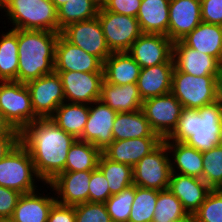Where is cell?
Masks as SVG:
<instances>
[{"label": "cell", "mask_w": 222, "mask_h": 222, "mask_svg": "<svg viewBox=\"0 0 222 222\" xmlns=\"http://www.w3.org/2000/svg\"><path fill=\"white\" fill-rule=\"evenodd\" d=\"M76 140L50 118L37 119L20 132V143L30 152L35 170L45 184L64 171L68 151Z\"/></svg>", "instance_id": "cell-1"}, {"label": "cell", "mask_w": 222, "mask_h": 222, "mask_svg": "<svg viewBox=\"0 0 222 222\" xmlns=\"http://www.w3.org/2000/svg\"><path fill=\"white\" fill-rule=\"evenodd\" d=\"M61 33L17 29V82L26 84L54 72L55 47Z\"/></svg>", "instance_id": "cell-2"}, {"label": "cell", "mask_w": 222, "mask_h": 222, "mask_svg": "<svg viewBox=\"0 0 222 222\" xmlns=\"http://www.w3.org/2000/svg\"><path fill=\"white\" fill-rule=\"evenodd\" d=\"M222 106L217 102L200 109H183L170 140L185 142L200 152H206L220 145Z\"/></svg>", "instance_id": "cell-3"}, {"label": "cell", "mask_w": 222, "mask_h": 222, "mask_svg": "<svg viewBox=\"0 0 222 222\" xmlns=\"http://www.w3.org/2000/svg\"><path fill=\"white\" fill-rule=\"evenodd\" d=\"M2 10L12 24L11 29L59 33L58 10L51 0H10Z\"/></svg>", "instance_id": "cell-4"}, {"label": "cell", "mask_w": 222, "mask_h": 222, "mask_svg": "<svg viewBox=\"0 0 222 222\" xmlns=\"http://www.w3.org/2000/svg\"><path fill=\"white\" fill-rule=\"evenodd\" d=\"M38 176L30 152L19 142L0 160V186L27 194L37 191Z\"/></svg>", "instance_id": "cell-5"}, {"label": "cell", "mask_w": 222, "mask_h": 222, "mask_svg": "<svg viewBox=\"0 0 222 222\" xmlns=\"http://www.w3.org/2000/svg\"><path fill=\"white\" fill-rule=\"evenodd\" d=\"M216 76H193L174 68L171 93L184 109L197 110L216 102Z\"/></svg>", "instance_id": "cell-6"}, {"label": "cell", "mask_w": 222, "mask_h": 222, "mask_svg": "<svg viewBox=\"0 0 222 222\" xmlns=\"http://www.w3.org/2000/svg\"><path fill=\"white\" fill-rule=\"evenodd\" d=\"M0 111L19 132L39 119L33 111L28 87L17 81H0Z\"/></svg>", "instance_id": "cell-7"}, {"label": "cell", "mask_w": 222, "mask_h": 222, "mask_svg": "<svg viewBox=\"0 0 222 222\" xmlns=\"http://www.w3.org/2000/svg\"><path fill=\"white\" fill-rule=\"evenodd\" d=\"M170 153L162 141L133 167V184L157 191L168 189L171 176Z\"/></svg>", "instance_id": "cell-8"}, {"label": "cell", "mask_w": 222, "mask_h": 222, "mask_svg": "<svg viewBox=\"0 0 222 222\" xmlns=\"http://www.w3.org/2000/svg\"><path fill=\"white\" fill-rule=\"evenodd\" d=\"M182 104L170 92L143 101L141 110L150 127L162 140L169 138L178 126Z\"/></svg>", "instance_id": "cell-9"}, {"label": "cell", "mask_w": 222, "mask_h": 222, "mask_svg": "<svg viewBox=\"0 0 222 222\" xmlns=\"http://www.w3.org/2000/svg\"><path fill=\"white\" fill-rule=\"evenodd\" d=\"M97 17L111 52H127L142 34L136 17L107 11L101 5Z\"/></svg>", "instance_id": "cell-10"}, {"label": "cell", "mask_w": 222, "mask_h": 222, "mask_svg": "<svg viewBox=\"0 0 222 222\" xmlns=\"http://www.w3.org/2000/svg\"><path fill=\"white\" fill-rule=\"evenodd\" d=\"M31 104L39 119L50 118L55 110L66 102L61 77L55 71L26 83Z\"/></svg>", "instance_id": "cell-11"}, {"label": "cell", "mask_w": 222, "mask_h": 222, "mask_svg": "<svg viewBox=\"0 0 222 222\" xmlns=\"http://www.w3.org/2000/svg\"><path fill=\"white\" fill-rule=\"evenodd\" d=\"M61 35L102 63L112 54L98 17L70 24L61 31Z\"/></svg>", "instance_id": "cell-12"}, {"label": "cell", "mask_w": 222, "mask_h": 222, "mask_svg": "<svg viewBox=\"0 0 222 222\" xmlns=\"http://www.w3.org/2000/svg\"><path fill=\"white\" fill-rule=\"evenodd\" d=\"M117 111L112 110L100 99L89 105V116L80 141L93 144L103 151L114 140L112 130Z\"/></svg>", "instance_id": "cell-13"}, {"label": "cell", "mask_w": 222, "mask_h": 222, "mask_svg": "<svg viewBox=\"0 0 222 222\" xmlns=\"http://www.w3.org/2000/svg\"><path fill=\"white\" fill-rule=\"evenodd\" d=\"M60 75L66 102L90 105L99 100L104 73L56 72Z\"/></svg>", "instance_id": "cell-14"}, {"label": "cell", "mask_w": 222, "mask_h": 222, "mask_svg": "<svg viewBox=\"0 0 222 222\" xmlns=\"http://www.w3.org/2000/svg\"><path fill=\"white\" fill-rule=\"evenodd\" d=\"M54 71L104 73L103 63L96 56L71 44L61 34L55 47Z\"/></svg>", "instance_id": "cell-15"}, {"label": "cell", "mask_w": 222, "mask_h": 222, "mask_svg": "<svg viewBox=\"0 0 222 222\" xmlns=\"http://www.w3.org/2000/svg\"><path fill=\"white\" fill-rule=\"evenodd\" d=\"M90 177L91 170L61 172L46 186L56 195L57 203L75 206L88 202Z\"/></svg>", "instance_id": "cell-16"}, {"label": "cell", "mask_w": 222, "mask_h": 222, "mask_svg": "<svg viewBox=\"0 0 222 222\" xmlns=\"http://www.w3.org/2000/svg\"><path fill=\"white\" fill-rule=\"evenodd\" d=\"M173 42L161 34H141L127 53L141 68L166 63L172 57Z\"/></svg>", "instance_id": "cell-17"}, {"label": "cell", "mask_w": 222, "mask_h": 222, "mask_svg": "<svg viewBox=\"0 0 222 222\" xmlns=\"http://www.w3.org/2000/svg\"><path fill=\"white\" fill-rule=\"evenodd\" d=\"M174 68L193 76H216L222 63L215 57L186 46L181 40L173 42Z\"/></svg>", "instance_id": "cell-18"}, {"label": "cell", "mask_w": 222, "mask_h": 222, "mask_svg": "<svg viewBox=\"0 0 222 222\" xmlns=\"http://www.w3.org/2000/svg\"><path fill=\"white\" fill-rule=\"evenodd\" d=\"M202 22L201 0H170L168 38L182 40Z\"/></svg>", "instance_id": "cell-19"}, {"label": "cell", "mask_w": 222, "mask_h": 222, "mask_svg": "<svg viewBox=\"0 0 222 222\" xmlns=\"http://www.w3.org/2000/svg\"><path fill=\"white\" fill-rule=\"evenodd\" d=\"M168 189L181 201L189 215H193L212 190L206 182L194 176L172 172Z\"/></svg>", "instance_id": "cell-20"}, {"label": "cell", "mask_w": 222, "mask_h": 222, "mask_svg": "<svg viewBox=\"0 0 222 222\" xmlns=\"http://www.w3.org/2000/svg\"><path fill=\"white\" fill-rule=\"evenodd\" d=\"M162 141L160 137L113 140L102 153L114 162L126 164L133 168Z\"/></svg>", "instance_id": "cell-21"}, {"label": "cell", "mask_w": 222, "mask_h": 222, "mask_svg": "<svg viewBox=\"0 0 222 222\" xmlns=\"http://www.w3.org/2000/svg\"><path fill=\"white\" fill-rule=\"evenodd\" d=\"M173 70L172 57L166 63L141 68L136 84L142 100L170 93Z\"/></svg>", "instance_id": "cell-22"}, {"label": "cell", "mask_w": 222, "mask_h": 222, "mask_svg": "<svg viewBox=\"0 0 222 222\" xmlns=\"http://www.w3.org/2000/svg\"><path fill=\"white\" fill-rule=\"evenodd\" d=\"M41 194L38 190L22 194L10 218L12 222H47L50 210L56 203L54 195Z\"/></svg>", "instance_id": "cell-23"}, {"label": "cell", "mask_w": 222, "mask_h": 222, "mask_svg": "<svg viewBox=\"0 0 222 222\" xmlns=\"http://www.w3.org/2000/svg\"><path fill=\"white\" fill-rule=\"evenodd\" d=\"M170 156L171 172L183 175L194 176L202 179L203 156L202 152L194 147L188 146L185 142H179L166 138Z\"/></svg>", "instance_id": "cell-24"}, {"label": "cell", "mask_w": 222, "mask_h": 222, "mask_svg": "<svg viewBox=\"0 0 222 222\" xmlns=\"http://www.w3.org/2000/svg\"><path fill=\"white\" fill-rule=\"evenodd\" d=\"M100 100L118 113L140 110L143 103L136 83L115 85L105 80L101 85Z\"/></svg>", "instance_id": "cell-25"}, {"label": "cell", "mask_w": 222, "mask_h": 222, "mask_svg": "<svg viewBox=\"0 0 222 222\" xmlns=\"http://www.w3.org/2000/svg\"><path fill=\"white\" fill-rule=\"evenodd\" d=\"M181 41L186 46L211 55L222 63V26L202 21Z\"/></svg>", "instance_id": "cell-26"}, {"label": "cell", "mask_w": 222, "mask_h": 222, "mask_svg": "<svg viewBox=\"0 0 222 222\" xmlns=\"http://www.w3.org/2000/svg\"><path fill=\"white\" fill-rule=\"evenodd\" d=\"M170 0H142L137 20L143 34L168 37Z\"/></svg>", "instance_id": "cell-27"}, {"label": "cell", "mask_w": 222, "mask_h": 222, "mask_svg": "<svg viewBox=\"0 0 222 222\" xmlns=\"http://www.w3.org/2000/svg\"><path fill=\"white\" fill-rule=\"evenodd\" d=\"M141 67L127 52H112L103 62L104 80L115 85L136 83Z\"/></svg>", "instance_id": "cell-28"}, {"label": "cell", "mask_w": 222, "mask_h": 222, "mask_svg": "<svg viewBox=\"0 0 222 222\" xmlns=\"http://www.w3.org/2000/svg\"><path fill=\"white\" fill-rule=\"evenodd\" d=\"M112 134L114 140L159 137L151 129L149 121L141 109L133 112L117 113Z\"/></svg>", "instance_id": "cell-29"}, {"label": "cell", "mask_w": 222, "mask_h": 222, "mask_svg": "<svg viewBox=\"0 0 222 222\" xmlns=\"http://www.w3.org/2000/svg\"><path fill=\"white\" fill-rule=\"evenodd\" d=\"M89 116V105L63 102L50 119L63 131L79 139Z\"/></svg>", "instance_id": "cell-30"}, {"label": "cell", "mask_w": 222, "mask_h": 222, "mask_svg": "<svg viewBox=\"0 0 222 222\" xmlns=\"http://www.w3.org/2000/svg\"><path fill=\"white\" fill-rule=\"evenodd\" d=\"M0 35V81H17L19 65L17 29Z\"/></svg>", "instance_id": "cell-31"}, {"label": "cell", "mask_w": 222, "mask_h": 222, "mask_svg": "<svg viewBox=\"0 0 222 222\" xmlns=\"http://www.w3.org/2000/svg\"><path fill=\"white\" fill-rule=\"evenodd\" d=\"M101 154L93 144L77 139L68 151L63 172L95 170Z\"/></svg>", "instance_id": "cell-32"}, {"label": "cell", "mask_w": 222, "mask_h": 222, "mask_svg": "<svg viewBox=\"0 0 222 222\" xmlns=\"http://www.w3.org/2000/svg\"><path fill=\"white\" fill-rule=\"evenodd\" d=\"M100 5L97 0H68L57 11L59 33L70 24L96 18Z\"/></svg>", "instance_id": "cell-33"}, {"label": "cell", "mask_w": 222, "mask_h": 222, "mask_svg": "<svg viewBox=\"0 0 222 222\" xmlns=\"http://www.w3.org/2000/svg\"><path fill=\"white\" fill-rule=\"evenodd\" d=\"M97 168L108 180L110 196L133 185V168L129 165L114 162L102 153Z\"/></svg>", "instance_id": "cell-34"}, {"label": "cell", "mask_w": 222, "mask_h": 222, "mask_svg": "<svg viewBox=\"0 0 222 222\" xmlns=\"http://www.w3.org/2000/svg\"><path fill=\"white\" fill-rule=\"evenodd\" d=\"M158 191L135 185V197L128 222H152Z\"/></svg>", "instance_id": "cell-35"}, {"label": "cell", "mask_w": 222, "mask_h": 222, "mask_svg": "<svg viewBox=\"0 0 222 222\" xmlns=\"http://www.w3.org/2000/svg\"><path fill=\"white\" fill-rule=\"evenodd\" d=\"M181 201L169 190L158 191V200L152 222H168L188 217Z\"/></svg>", "instance_id": "cell-36"}, {"label": "cell", "mask_w": 222, "mask_h": 222, "mask_svg": "<svg viewBox=\"0 0 222 222\" xmlns=\"http://www.w3.org/2000/svg\"><path fill=\"white\" fill-rule=\"evenodd\" d=\"M134 197L135 185L133 184L107 199L105 206L112 222H128Z\"/></svg>", "instance_id": "cell-37"}, {"label": "cell", "mask_w": 222, "mask_h": 222, "mask_svg": "<svg viewBox=\"0 0 222 222\" xmlns=\"http://www.w3.org/2000/svg\"><path fill=\"white\" fill-rule=\"evenodd\" d=\"M202 156V179L211 189H217L222 184V145L203 152Z\"/></svg>", "instance_id": "cell-38"}, {"label": "cell", "mask_w": 222, "mask_h": 222, "mask_svg": "<svg viewBox=\"0 0 222 222\" xmlns=\"http://www.w3.org/2000/svg\"><path fill=\"white\" fill-rule=\"evenodd\" d=\"M193 218L195 222H222V195L212 189Z\"/></svg>", "instance_id": "cell-39"}, {"label": "cell", "mask_w": 222, "mask_h": 222, "mask_svg": "<svg viewBox=\"0 0 222 222\" xmlns=\"http://www.w3.org/2000/svg\"><path fill=\"white\" fill-rule=\"evenodd\" d=\"M76 222H112L105 203H81L75 205Z\"/></svg>", "instance_id": "cell-40"}, {"label": "cell", "mask_w": 222, "mask_h": 222, "mask_svg": "<svg viewBox=\"0 0 222 222\" xmlns=\"http://www.w3.org/2000/svg\"><path fill=\"white\" fill-rule=\"evenodd\" d=\"M109 197L110 189L108 186V180L98 168L95 170H91L88 202L105 203Z\"/></svg>", "instance_id": "cell-41"}, {"label": "cell", "mask_w": 222, "mask_h": 222, "mask_svg": "<svg viewBox=\"0 0 222 222\" xmlns=\"http://www.w3.org/2000/svg\"><path fill=\"white\" fill-rule=\"evenodd\" d=\"M142 0H104L101 6L110 12L137 17Z\"/></svg>", "instance_id": "cell-42"}, {"label": "cell", "mask_w": 222, "mask_h": 222, "mask_svg": "<svg viewBox=\"0 0 222 222\" xmlns=\"http://www.w3.org/2000/svg\"><path fill=\"white\" fill-rule=\"evenodd\" d=\"M21 195L18 191L0 186V220L11 218Z\"/></svg>", "instance_id": "cell-43"}, {"label": "cell", "mask_w": 222, "mask_h": 222, "mask_svg": "<svg viewBox=\"0 0 222 222\" xmlns=\"http://www.w3.org/2000/svg\"><path fill=\"white\" fill-rule=\"evenodd\" d=\"M202 21L222 26V0H201Z\"/></svg>", "instance_id": "cell-44"}, {"label": "cell", "mask_w": 222, "mask_h": 222, "mask_svg": "<svg viewBox=\"0 0 222 222\" xmlns=\"http://www.w3.org/2000/svg\"><path fill=\"white\" fill-rule=\"evenodd\" d=\"M47 222H76L75 206L56 202L50 210Z\"/></svg>", "instance_id": "cell-45"}, {"label": "cell", "mask_w": 222, "mask_h": 222, "mask_svg": "<svg viewBox=\"0 0 222 222\" xmlns=\"http://www.w3.org/2000/svg\"><path fill=\"white\" fill-rule=\"evenodd\" d=\"M19 142L20 135H0V160H2Z\"/></svg>", "instance_id": "cell-46"}, {"label": "cell", "mask_w": 222, "mask_h": 222, "mask_svg": "<svg viewBox=\"0 0 222 222\" xmlns=\"http://www.w3.org/2000/svg\"><path fill=\"white\" fill-rule=\"evenodd\" d=\"M0 135H20V132L11 126V124L5 119L1 111H0Z\"/></svg>", "instance_id": "cell-47"}, {"label": "cell", "mask_w": 222, "mask_h": 222, "mask_svg": "<svg viewBox=\"0 0 222 222\" xmlns=\"http://www.w3.org/2000/svg\"><path fill=\"white\" fill-rule=\"evenodd\" d=\"M216 102L222 106V66L216 75Z\"/></svg>", "instance_id": "cell-48"}, {"label": "cell", "mask_w": 222, "mask_h": 222, "mask_svg": "<svg viewBox=\"0 0 222 222\" xmlns=\"http://www.w3.org/2000/svg\"><path fill=\"white\" fill-rule=\"evenodd\" d=\"M168 222H195V221H194L193 215H189L188 217H185L183 219L171 220V221H168Z\"/></svg>", "instance_id": "cell-49"}, {"label": "cell", "mask_w": 222, "mask_h": 222, "mask_svg": "<svg viewBox=\"0 0 222 222\" xmlns=\"http://www.w3.org/2000/svg\"><path fill=\"white\" fill-rule=\"evenodd\" d=\"M52 3L55 5L56 9L58 10L61 6L68 2V0H51Z\"/></svg>", "instance_id": "cell-50"}, {"label": "cell", "mask_w": 222, "mask_h": 222, "mask_svg": "<svg viewBox=\"0 0 222 222\" xmlns=\"http://www.w3.org/2000/svg\"><path fill=\"white\" fill-rule=\"evenodd\" d=\"M10 0H0V10L9 2Z\"/></svg>", "instance_id": "cell-51"}, {"label": "cell", "mask_w": 222, "mask_h": 222, "mask_svg": "<svg viewBox=\"0 0 222 222\" xmlns=\"http://www.w3.org/2000/svg\"><path fill=\"white\" fill-rule=\"evenodd\" d=\"M216 190L222 195V184Z\"/></svg>", "instance_id": "cell-52"}, {"label": "cell", "mask_w": 222, "mask_h": 222, "mask_svg": "<svg viewBox=\"0 0 222 222\" xmlns=\"http://www.w3.org/2000/svg\"><path fill=\"white\" fill-rule=\"evenodd\" d=\"M220 145H222V124H221V131H220Z\"/></svg>", "instance_id": "cell-53"}, {"label": "cell", "mask_w": 222, "mask_h": 222, "mask_svg": "<svg viewBox=\"0 0 222 222\" xmlns=\"http://www.w3.org/2000/svg\"><path fill=\"white\" fill-rule=\"evenodd\" d=\"M0 222H12L10 219L0 220Z\"/></svg>", "instance_id": "cell-54"}, {"label": "cell", "mask_w": 222, "mask_h": 222, "mask_svg": "<svg viewBox=\"0 0 222 222\" xmlns=\"http://www.w3.org/2000/svg\"><path fill=\"white\" fill-rule=\"evenodd\" d=\"M100 4L104 1V0H97Z\"/></svg>", "instance_id": "cell-55"}]
</instances>
